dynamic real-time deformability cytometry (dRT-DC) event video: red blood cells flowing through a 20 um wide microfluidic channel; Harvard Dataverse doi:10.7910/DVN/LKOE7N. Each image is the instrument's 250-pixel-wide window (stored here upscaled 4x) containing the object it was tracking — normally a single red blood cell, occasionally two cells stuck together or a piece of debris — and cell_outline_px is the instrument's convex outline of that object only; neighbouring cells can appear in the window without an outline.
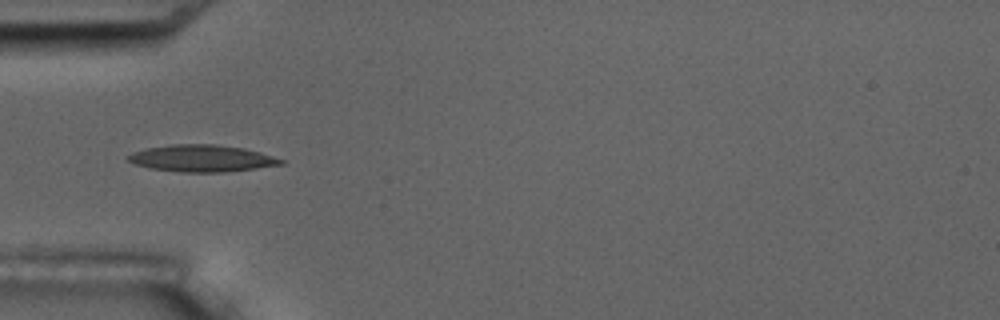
{"species": "common noctule bat (a hibernating species)", "species_latin": "Nyctalus noctula", "temperature_condition": "room temperature", "stored_images_in_passage": 5, "camera_frame_rate_fps": 3000, "um_per_image_px": 0.085, "animal": {"sex": "male", "body_mass_g": 17.5, "forearm_length_mm": 52.3}, "frame": {"image": 1, "passage_image": 5, "time_ms": 4.667, "image_size_px": [1000, 320], "cell_outline_px": [[284, 164], [256, 168], [224, 172], [184, 172], [148, 168], [136, 164], [128, 160], [124, 156], [132, 152], [144, 148], [172, 144], [212, 144], [244, 148], [260, 152], [284, 160]], "centroid_in_image_um": [17.11, 13.45], "position_along_channel_um": 67.9, "area_um2": 23.93}}